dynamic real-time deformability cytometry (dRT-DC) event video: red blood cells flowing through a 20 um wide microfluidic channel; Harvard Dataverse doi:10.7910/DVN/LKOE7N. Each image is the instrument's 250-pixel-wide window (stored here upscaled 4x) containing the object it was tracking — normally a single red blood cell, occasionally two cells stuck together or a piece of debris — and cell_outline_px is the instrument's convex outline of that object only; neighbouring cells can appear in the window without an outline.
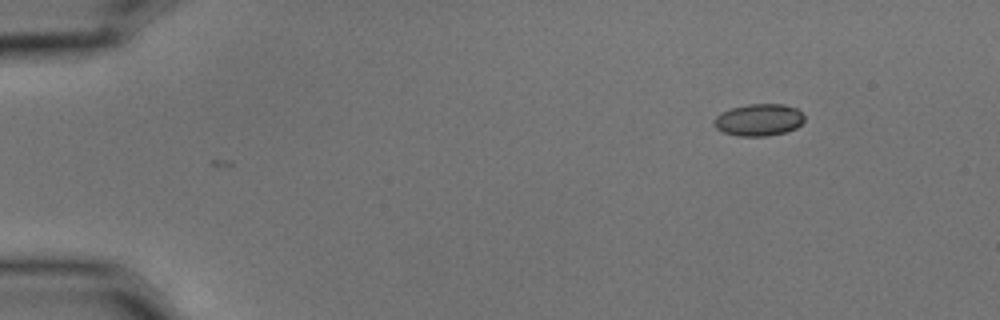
{"species": "common noctule bat (a hibernating species)", "species_latin": "Nyctalus noctula", "temperature_condition": "cold", "stored_images_in_passage": 2, "camera_frame_rate_fps": 3000, "um_per_image_px": 0.085, "animal": {"sex": "male", "body_mass_g": 15.6}, "frame": {"image": 1, "passage_image": 2, "time_ms": 0.333, "image_size_px": [1000, 320], "cell_outline_px": [[804, 120], [796, 128], [784, 132], [764, 136], [740, 136], [724, 132], [716, 128], [712, 124], [712, 120], [716, 116], [732, 108], [748, 104], [784, 104], [796, 108], [804, 116]], "centroid_in_image_um": [64.48, 10.18], "position_along_channel_um": 20.5, "area_um2": 16.7}}